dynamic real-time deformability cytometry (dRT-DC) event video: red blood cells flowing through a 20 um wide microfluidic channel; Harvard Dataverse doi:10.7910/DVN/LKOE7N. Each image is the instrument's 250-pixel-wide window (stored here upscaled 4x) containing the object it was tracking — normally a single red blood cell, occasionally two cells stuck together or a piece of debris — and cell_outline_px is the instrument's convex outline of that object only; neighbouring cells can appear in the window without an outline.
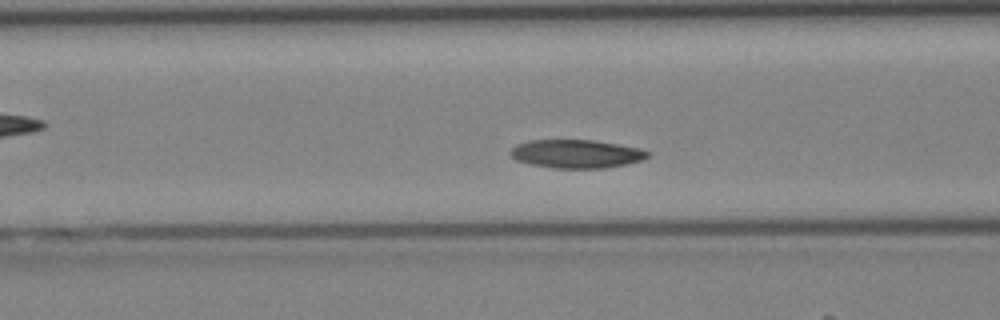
{"species": "Egyptian fruit bat (a non-hibernating species)", "species_latin": "Rousettus aegyptiacus", "temperature_condition": "cold", "stored_images_in_passage": 38, "camera_frame_rate_fps": 3000, "um_per_image_px": 0.085, "animal": {"sex": "female"}, "frame": {"image": 1, "passage_image": 13, "time_ms": 4.0, "image_size_px": [1000, 320], "cell_outline_px": [[648, 156], [640, 160], [628, 164], [600, 168], [556, 168], [532, 164], [516, 160], [508, 152], [516, 144], [528, 140], [592, 140], [640, 148], [648, 152]], "centroid_in_image_um": [48.95, 13.07], "position_along_channel_um": 117.7, "area_um2": 22.48}}
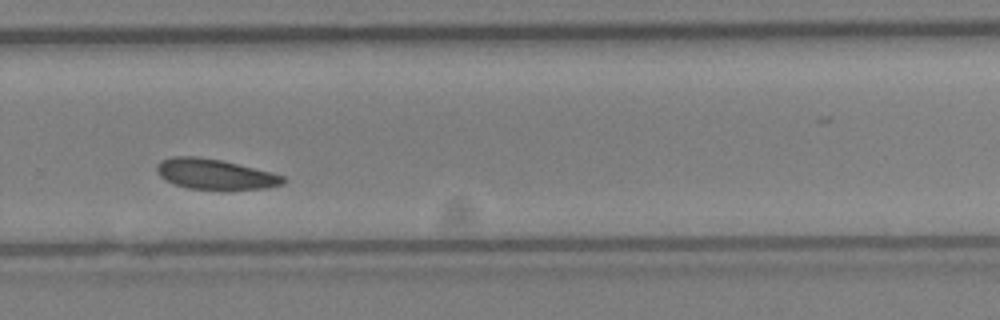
{"frame": {"image": 2, "passage_image": 25, "time_ms": 8.0, "image_size_px": [1000, 320], "cell_outline_px": [[288, 180], [284, 184], [268, 188], [220, 192], [188, 188], [164, 180], [160, 176], [156, 168], [156, 164], [160, 160], [172, 156], [196, 156], [220, 160], [284, 176]], "centroid_in_image_um": [18.27, 14.85], "position_along_channel_um": 311.5, "area_um2": 22.95}}
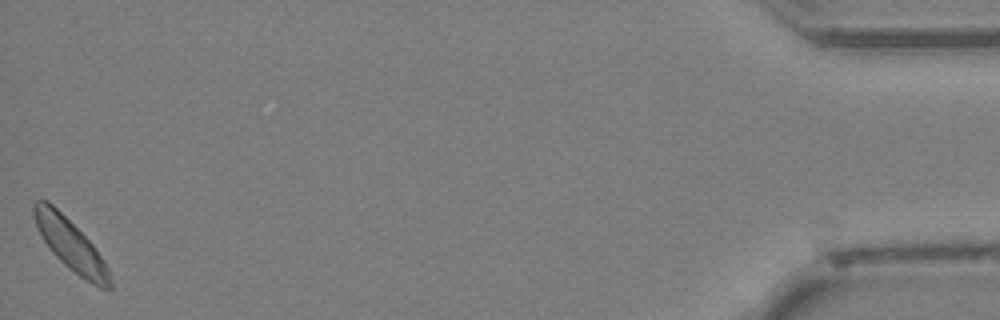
{"frame": {"image": 3, "passage_image": 38, "time_ms": 12.333, "image_size_px": [1000, 320], "cell_outline_px": [[112, 288], [100, 288], [92, 284], [68, 268], [52, 252], [44, 240], [36, 224], [32, 212], [32, 204], [36, 200], [48, 200], [92, 244], [104, 260], [108, 268], [112, 280]], "centroid_in_image_um": [6.0, 20.82], "position_along_channel_um": 429.2, "area_um2": 22.2}}